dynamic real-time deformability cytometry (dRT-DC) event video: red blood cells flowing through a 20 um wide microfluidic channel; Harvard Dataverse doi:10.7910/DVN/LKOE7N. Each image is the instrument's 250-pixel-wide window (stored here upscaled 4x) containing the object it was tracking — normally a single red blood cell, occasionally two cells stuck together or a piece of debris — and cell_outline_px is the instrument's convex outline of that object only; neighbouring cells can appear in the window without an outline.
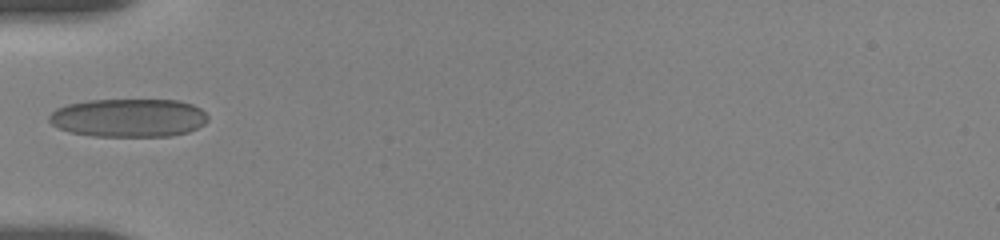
{"species": "human", "species_latin": "Homo sapiens", "temperature_condition": "room temperature", "stored_images_in_passage": 4, "camera_frame_rate_fps": 3000, "um_per_image_px": 0.085, "donor": {"sex": "female"}, "frame": {"image": 1, "passage_image": 1, "time_ms": 0.0, "image_size_px": [1000, 240], "cell_outline_px": [[208, 120], [204, 124], [188, 132], [172, 136], [92, 136], [68, 132], [52, 124], [48, 120], [48, 116], [56, 108], [68, 104], [88, 100], [180, 100], [192, 104], [200, 108], [208, 116]], "centroid_in_image_um": [10.93, 10.01], "position_along_channel_um": 74.1, "area_um2": 35.66}}